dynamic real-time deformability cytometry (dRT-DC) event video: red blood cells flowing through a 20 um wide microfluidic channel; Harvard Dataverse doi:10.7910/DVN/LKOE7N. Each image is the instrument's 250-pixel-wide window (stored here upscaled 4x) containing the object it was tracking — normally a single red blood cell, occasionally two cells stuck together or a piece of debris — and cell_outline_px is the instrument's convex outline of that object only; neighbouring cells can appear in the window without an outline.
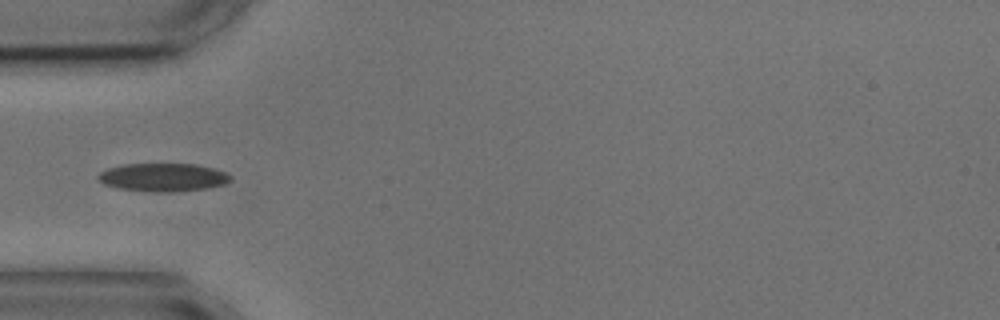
{"species": "common noctule bat (a hibernating species)", "species_latin": "Nyctalus noctula", "temperature_condition": "cold", "stored_images_in_passage": 5, "camera_frame_rate_fps": 3000, "um_per_image_px": 0.085, "animal": {"sex": "male", "body_mass_g": 17.9, "forearm_length_mm": 54.2}, "frame": {"image": 1, "passage_image": 5, "time_ms": 4.667, "image_size_px": [1000, 320], "cell_outline_px": [[232, 180], [224, 184], [204, 188], [176, 192], [156, 192], [116, 188], [104, 184], [96, 176], [100, 172], [108, 168], [120, 164], [196, 164], [212, 168], [224, 172], [232, 176]], "centroid_in_image_um": [13.83, 15.07], "position_along_channel_um": 71.2, "area_um2": 21.73}}